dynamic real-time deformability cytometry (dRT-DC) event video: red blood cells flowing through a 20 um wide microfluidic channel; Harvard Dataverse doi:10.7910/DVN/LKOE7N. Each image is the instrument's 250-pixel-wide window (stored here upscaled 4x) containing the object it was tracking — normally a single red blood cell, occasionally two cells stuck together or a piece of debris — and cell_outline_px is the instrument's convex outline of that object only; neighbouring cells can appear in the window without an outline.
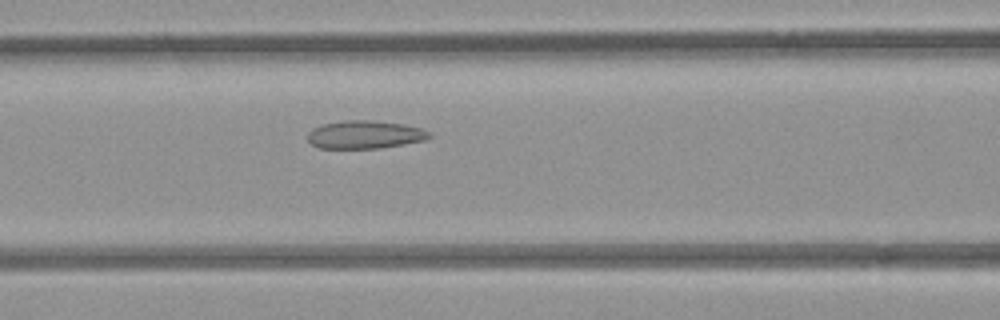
{"species": "common noctule bat (a hibernating species)", "species_latin": "Nyctalus noctula", "temperature_condition": "room temperature", "stored_images_in_passage": 49, "camera_frame_rate_fps": 3000, "um_per_image_px": 0.085, "animal": {"sex": "female", "body_mass_g": 21.9}, "frame": {"image": 1, "passage_image": 19, "time_ms": 6.0, "image_size_px": [1000, 320], "cell_outline_px": [[432, 136], [424, 140], [380, 148], [320, 148], [312, 144], [308, 140], [308, 132], [312, 128], [324, 124], [344, 120], [376, 120], [404, 124], [420, 128], [432, 132]], "centroid_in_image_um": [31.03, 11.43], "position_along_channel_um": 135.6, "area_um2": 19.88}}
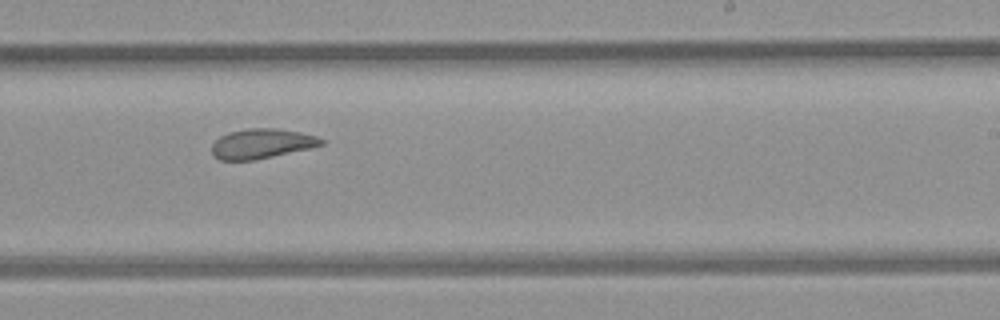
{"frame": {"image": 2, "passage_image": 29, "time_ms": 9.333, "image_size_px": [1000, 320], "cell_outline_px": [[324, 144], [312, 148], [256, 160], [220, 160], [212, 156], [212, 144], [220, 136], [228, 132], [248, 128], [276, 128], [300, 132], [316, 136], [324, 140]], "centroid_in_image_um": [22.24, 12.21], "position_along_channel_um": 266.8, "area_um2": 19.19}}
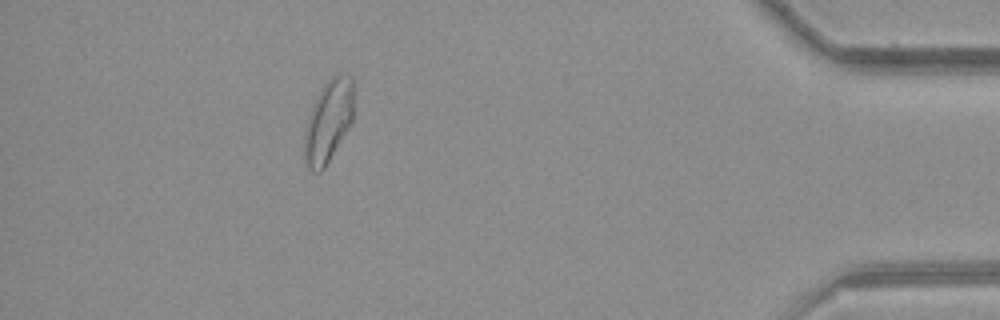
{"frame": {"image": 3, "passage_image": 44, "time_ms": 14.333, "image_size_px": [1000, 320], "cell_outline_px": [[352, 120], [324, 168], [320, 172], [312, 172], [304, 164], [304, 132], [316, 96], [320, 88], [336, 72], [340, 72], [352, 76]], "centroid_in_image_um": [27.88, 10.28], "position_along_channel_um": 407.3, "area_um2": 23.41}, "authors_computed_cell_mechanics": {"area_um2": 21.6172, "velocity_mm_per_s": 3.9421, "shape_relaxation_time_tau1_ms": null, "shape_relaxation_time_tau2_ms": 2.1617, "deformation_change_tau1": null, "deformation_change_tau2": 0.0776}}